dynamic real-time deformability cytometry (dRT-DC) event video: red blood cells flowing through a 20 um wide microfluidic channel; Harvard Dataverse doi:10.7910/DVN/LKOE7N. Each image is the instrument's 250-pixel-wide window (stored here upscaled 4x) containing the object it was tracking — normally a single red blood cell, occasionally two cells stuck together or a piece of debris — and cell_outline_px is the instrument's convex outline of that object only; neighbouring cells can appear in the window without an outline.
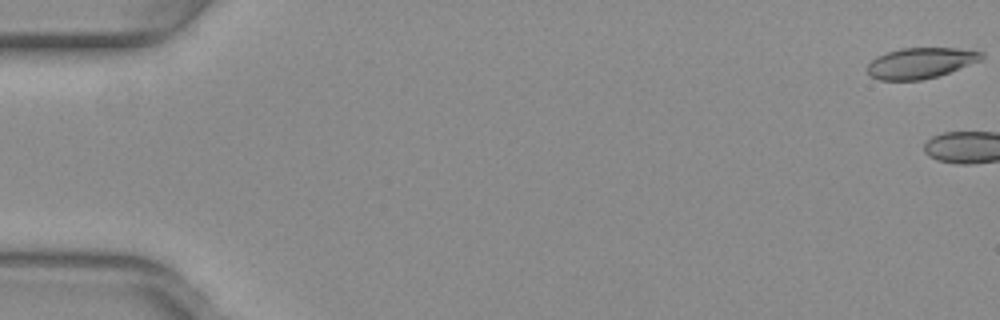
{"species": "common noctule bat (a hibernating species)", "species_latin": "Nyctalus noctula", "temperature_condition": "warm", "stored_images_in_passage": 3, "camera_frame_rate_fps": 3000, "um_per_image_px": 0.085, "animal": {"sex": "female", "body_mass_g": 29.2, "forearm_length_mm": 56.3}, "frame": {"image": 1, "passage_image": 1, "time_ms": 0.0, "image_size_px": [1000, 320], "cell_outline_px": [[984, 56], [980, 60], [940, 76], [920, 80], [880, 80], [872, 76], [868, 72], [868, 64], [876, 56], [900, 48], [956, 48], [984, 52]], "centroid_in_image_um": [78.26, 5.35], "position_along_channel_um": 6.7, "area_um2": 20.35}}